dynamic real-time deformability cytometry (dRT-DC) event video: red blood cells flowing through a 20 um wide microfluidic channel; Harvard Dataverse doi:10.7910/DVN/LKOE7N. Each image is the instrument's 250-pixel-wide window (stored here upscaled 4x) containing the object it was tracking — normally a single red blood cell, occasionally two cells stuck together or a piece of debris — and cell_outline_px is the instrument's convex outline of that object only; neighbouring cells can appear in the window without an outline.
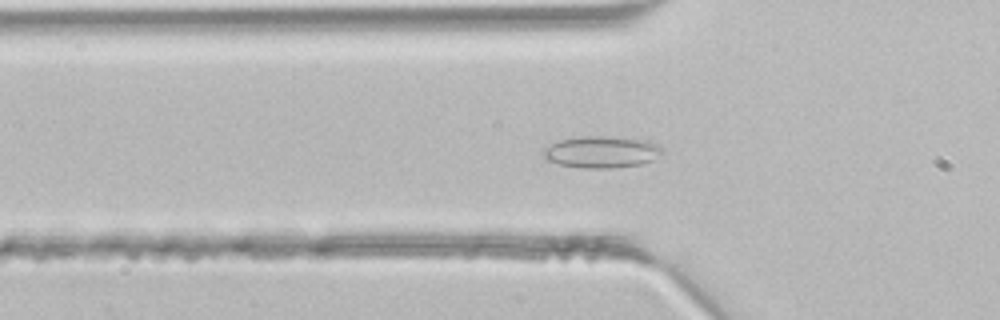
{"species": "common noctule bat (a hibernating species)", "species_latin": "Nyctalus noctula", "temperature_condition": "room temperature", "stored_images_in_passage": 38, "camera_frame_rate_fps": 3000, "um_per_image_px": 0.085, "animal": {"sex": "male", "body_mass_g": 21.5, "forearm_length_mm": 52.0}, "frame": {"image": 1, "passage_image": 9, "time_ms": 2.667, "image_size_px": [1000, 320], "cell_outline_px": [[664, 152], [652, 160], [640, 164], [612, 168], [580, 168], [560, 164], [548, 160], [544, 156], [544, 148], [560, 140], [584, 136], [600, 136], [648, 140], [660, 144], [664, 148]], "centroid_in_image_um": [51.2, 12.92], "position_along_channel_um": 74.6, "area_um2": 21.91}}
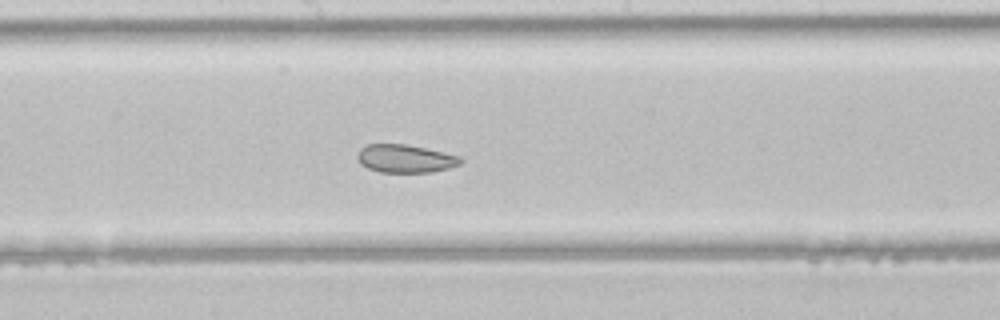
{"frame": {"image": 2, "passage_image": 18, "time_ms": 5.667, "image_size_px": [1000, 320], "cell_outline_px": [[464, 160], [460, 164], [448, 168], [432, 172], [380, 172], [368, 168], [360, 164], [356, 156], [360, 148], [368, 144], [404, 144], [424, 148], [460, 156]], "centroid_in_image_um": [34.43, 13.48], "position_along_channel_um": 213.8, "area_um2": 16.82}}
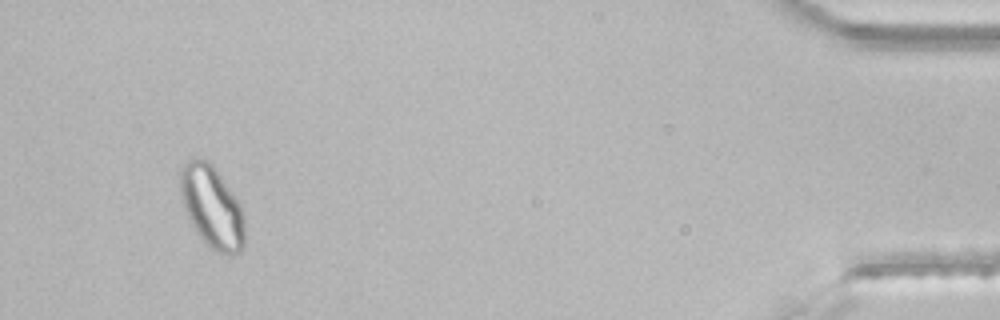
{"frame": {"image": 3, "passage_image": 36, "time_ms": 11.667, "image_size_px": [1000, 320], "cell_outline_px": [[244, 244], [240, 252], [232, 256], [220, 252], [212, 248], [196, 232], [188, 216], [180, 192], [180, 168], [188, 156], [208, 160], [212, 164], [240, 204], [244, 216]], "centroid_in_image_um": [18.01, 17.55], "position_along_channel_um": 417.2, "area_um2": 30.63}}